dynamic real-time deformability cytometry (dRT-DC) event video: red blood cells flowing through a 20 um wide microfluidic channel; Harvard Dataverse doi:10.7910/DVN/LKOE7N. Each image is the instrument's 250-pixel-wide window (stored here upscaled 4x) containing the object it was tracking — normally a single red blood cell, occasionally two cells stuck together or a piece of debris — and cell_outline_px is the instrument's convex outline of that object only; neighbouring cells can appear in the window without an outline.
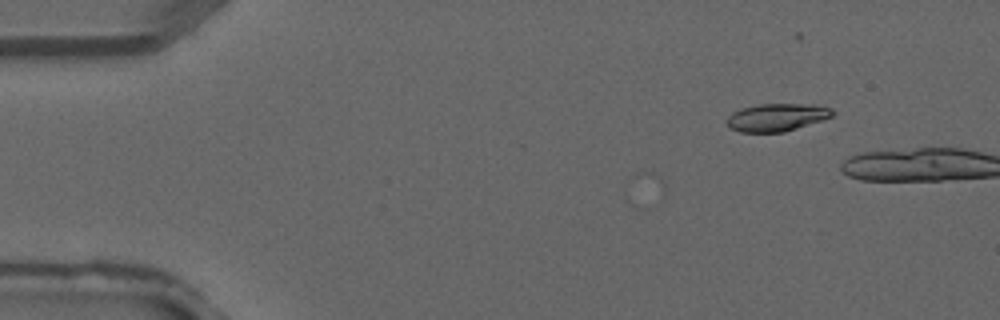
{"species": "common noctule bat (a hibernating species)", "species_latin": "Nyctalus noctula", "temperature_condition": "warm", "stored_images_in_passage": 4, "camera_frame_rate_fps": 3000, "um_per_image_px": 0.085, "animal": {"sex": "male", "forearm_length_mm": 52.5}, "frame": {"image": 1, "passage_image": 2, "time_ms": 0.333, "image_size_px": [1000, 320], "cell_outline_px": [[836, 112], [832, 116], [784, 132], [740, 132], [728, 128], [724, 120], [732, 112], [740, 108], [760, 104], [812, 104], [832, 108]], "centroid_in_image_um": [65.96, 9.97], "position_along_channel_um": 19.0, "area_um2": 17.17}}